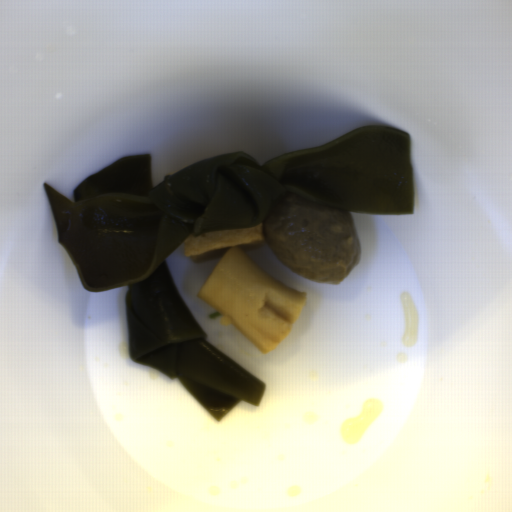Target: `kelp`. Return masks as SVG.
<instances>
[{"label":"kelp","mask_w":512,"mask_h":512,"mask_svg":"<svg viewBox=\"0 0 512 512\" xmlns=\"http://www.w3.org/2000/svg\"><path fill=\"white\" fill-rule=\"evenodd\" d=\"M411 134L368 125L325 144L259 160L215 155L152 184L151 153L83 179L69 200L42 183L67 250L90 292L126 286L128 353L172 378L216 421L266 383L207 341L167 258L188 234L263 225L286 192L344 211L415 214Z\"/></svg>","instance_id":"kelp-1"}]
</instances>
